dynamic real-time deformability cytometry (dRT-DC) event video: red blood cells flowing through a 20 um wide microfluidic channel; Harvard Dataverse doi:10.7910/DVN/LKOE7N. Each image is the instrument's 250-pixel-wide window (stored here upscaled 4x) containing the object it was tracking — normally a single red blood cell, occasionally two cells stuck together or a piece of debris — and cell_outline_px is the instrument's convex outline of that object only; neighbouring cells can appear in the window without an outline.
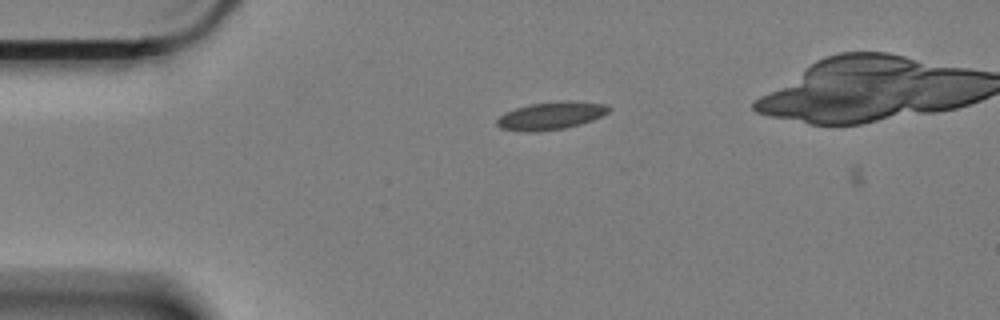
{"species": "Egyptian fruit bat (a non-hibernating species)", "species_latin": "Rousettus aegyptiacus", "temperature_condition": "cold", "stored_images_in_passage": 5, "camera_frame_rate_fps": 3000, "um_per_image_px": 0.085, "animal": {"sex": "female"}, "frame": {"image": 1, "passage_image": 4, "time_ms": 1.0, "image_size_px": [1000, 320], "cell_outline_px": [[612, 108], [608, 112], [592, 120], [580, 124], [564, 128], [536, 132], [524, 132], [500, 128], [496, 124], [496, 120], [504, 112], [528, 104], [560, 100], [568, 100], [608, 104]], "centroid_in_image_um": [46.82, 9.82], "position_along_channel_um": 38.2, "area_um2": 18.32}}